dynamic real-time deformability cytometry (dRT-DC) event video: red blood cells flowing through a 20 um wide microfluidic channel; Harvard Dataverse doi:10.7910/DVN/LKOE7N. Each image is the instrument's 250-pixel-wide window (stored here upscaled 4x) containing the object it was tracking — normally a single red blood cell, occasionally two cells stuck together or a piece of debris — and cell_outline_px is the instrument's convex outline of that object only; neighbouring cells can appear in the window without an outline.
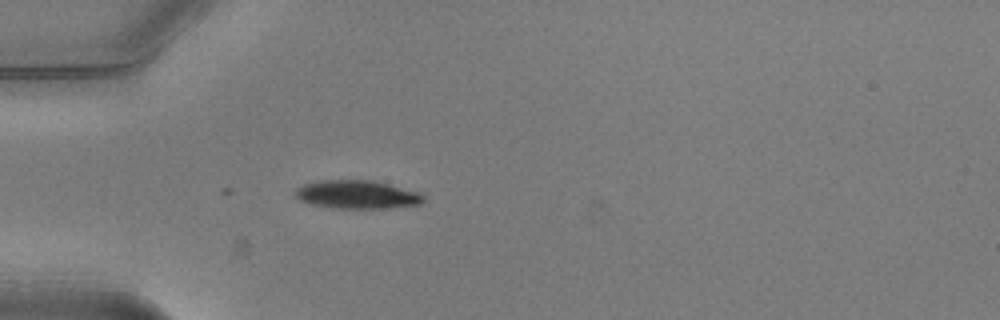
{"species": "common noctule bat (a hibernating species)", "species_latin": "Nyctalus noctula", "temperature_condition": "warm", "stored_images_in_passage": 3, "camera_frame_rate_fps": 3000, "um_per_image_px": 0.085, "animal": {"sex": "male", "body_mass_g": 20.5, "forearm_length_mm": 52.5}, "frame": {"image": 1, "passage_image": 1, "time_ms": 0.0, "image_size_px": [1000, 320], "cell_outline_px": [[424, 200], [420, 204], [384, 208], [332, 208], [312, 204], [300, 200], [296, 196], [296, 188], [304, 184], [316, 180], [372, 180], [420, 192], [424, 196]], "centroid_in_image_um": [30.34, 16.53], "position_along_channel_um": 54.7, "area_um2": 21.1}}